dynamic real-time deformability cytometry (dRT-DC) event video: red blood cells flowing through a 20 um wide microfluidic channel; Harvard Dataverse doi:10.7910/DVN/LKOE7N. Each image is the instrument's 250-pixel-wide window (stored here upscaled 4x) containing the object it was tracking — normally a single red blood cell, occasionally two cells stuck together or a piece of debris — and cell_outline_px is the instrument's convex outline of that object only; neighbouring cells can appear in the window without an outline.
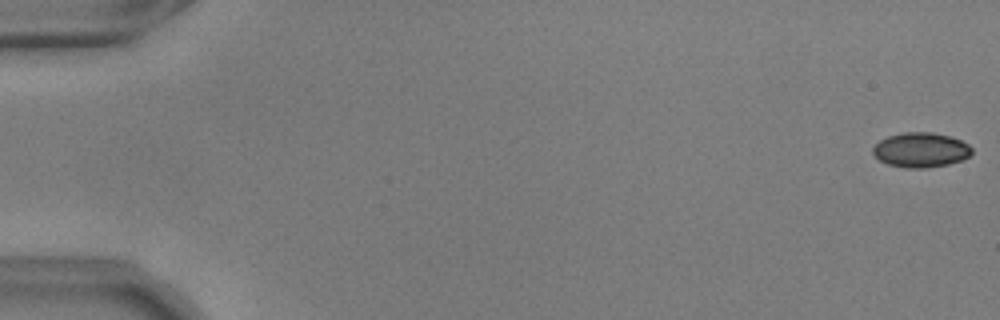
{"species": "common noctule bat (a hibernating species)", "species_latin": "Nyctalus noctula", "temperature_condition": "warm", "stored_images_in_passage": 17, "camera_frame_rate_fps": 3000, "um_per_image_px": 0.085, "animal": {"sex": "male", "body_mass_g": 17.9, "forearm_length_mm": 54.2}, "frame": {"image": 1, "passage_image": 1, "time_ms": 0.0, "image_size_px": [1000, 320], "cell_outline_px": [[972, 152], [968, 156], [960, 160], [948, 164], [924, 168], [904, 168], [888, 164], [880, 160], [872, 152], [872, 148], [880, 140], [888, 136], [904, 132], [932, 132], [952, 136], [968, 144], [972, 148]], "centroid_in_image_um": [78.26, 12.73], "position_along_channel_um": 6.7, "area_um2": 20.0}}
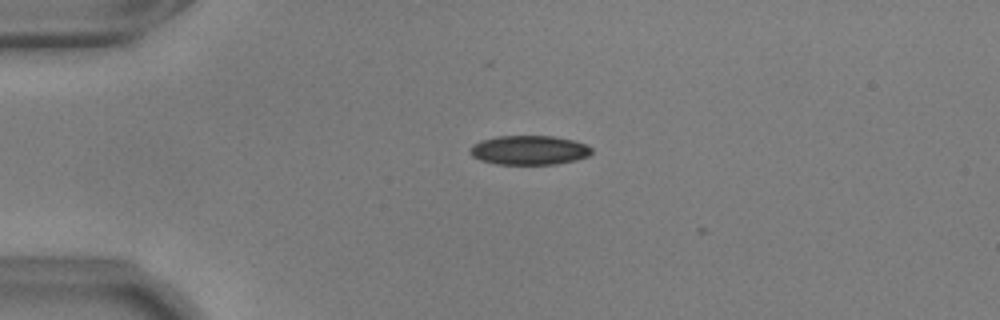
{"frame": {"image": 2, "passage_image": 14, "time_ms": 4.333, "image_size_px": [1000, 320], "cell_outline_px": [[592, 152], [588, 156], [576, 160], [556, 164], [496, 164], [480, 160], [472, 156], [468, 152], [472, 144], [480, 140], [496, 136], [552, 136], [572, 140], [584, 144], [592, 148]], "centroid_in_image_um": [44.93, 12.76], "position_along_channel_um": 40.1, "area_um2": 20.81}}